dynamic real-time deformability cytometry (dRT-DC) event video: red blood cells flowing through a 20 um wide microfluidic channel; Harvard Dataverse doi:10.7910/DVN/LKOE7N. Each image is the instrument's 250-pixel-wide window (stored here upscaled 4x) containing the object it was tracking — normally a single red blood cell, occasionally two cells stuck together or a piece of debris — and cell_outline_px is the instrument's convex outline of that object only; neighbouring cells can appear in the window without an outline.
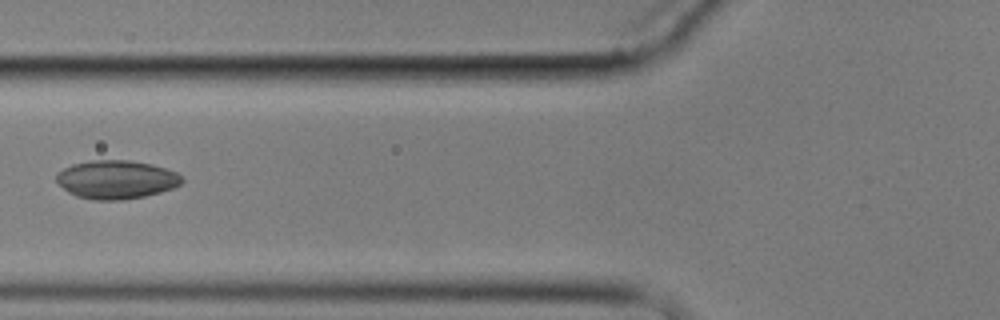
{"species": "common noctule bat (a hibernating species)", "species_latin": "Nyctalus noctula", "temperature_condition": "cold", "stored_images_in_passage": 8, "camera_frame_rate_fps": 3000, "um_per_image_px": 0.085, "animal": {"sex": "male", "body_mass_g": 17.9}, "frame": {"image": 1, "passage_image": 6, "time_ms": 6.0, "image_size_px": [1000, 320], "cell_outline_px": [[184, 180], [180, 184], [172, 188], [160, 192], [144, 196], [124, 200], [92, 200], [76, 196], [68, 192], [56, 180], [56, 172], [72, 164], [88, 160], [128, 160], [152, 164], [176, 172]], "centroid_in_image_um": [9.86, 15.26], "position_along_channel_um": 115.9, "area_um2": 28.21}}
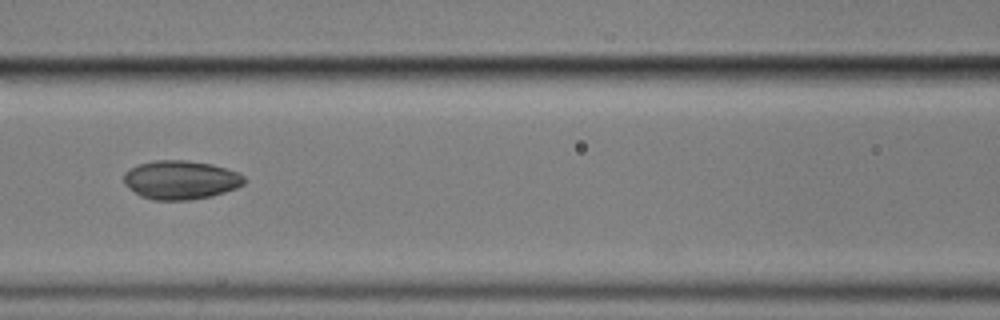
{"frame": {"image": 2, "passage_image": 7, "time_ms": 7.0, "image_size_px": [1000, 320], "cell_outline_px": [[244, 184], [236, 188], [212, 196], [188, 200], [152, 200], [140, 196], [128, 188], [124, 184], [124, 172], [136, 164], [156, 160], [184, 160], [212, 164], [236, 172], [244, 176]], "centroid_in_image_um": [15.31, 15.29], "position_along_channel_um": 151.3, "area_um2": 27.28}}
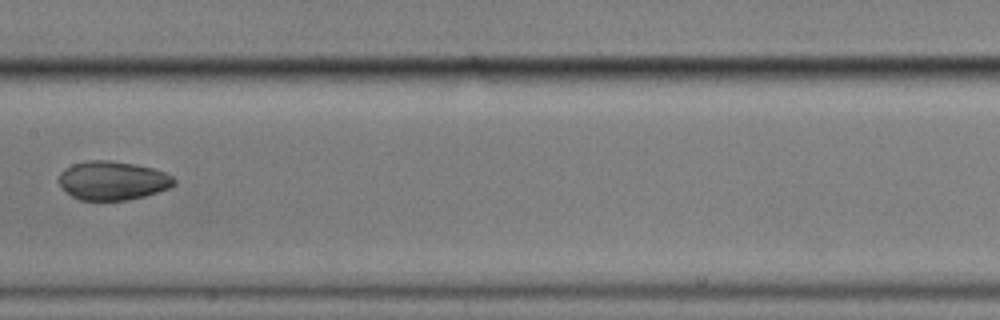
{"frame": {"image": 3, "passage_image": 8, "time_ms": 8.333, "image_size_px": [1000, 320], "cell_outline_px": [[176, 184], [168, 188], [144, 196], [128, 200], [80, 200], [72, 196], [60, 184], [60, 172], [64, 168], [72, 164], [88, 160], [108, 160], [136, 164], [152, 168], [164, 172], [172, 176], [176, 180]], "centroid_in_image_um": [9.58, 15.34], "position_along_channel_um": 197.8, "area_um2": 25.95}}